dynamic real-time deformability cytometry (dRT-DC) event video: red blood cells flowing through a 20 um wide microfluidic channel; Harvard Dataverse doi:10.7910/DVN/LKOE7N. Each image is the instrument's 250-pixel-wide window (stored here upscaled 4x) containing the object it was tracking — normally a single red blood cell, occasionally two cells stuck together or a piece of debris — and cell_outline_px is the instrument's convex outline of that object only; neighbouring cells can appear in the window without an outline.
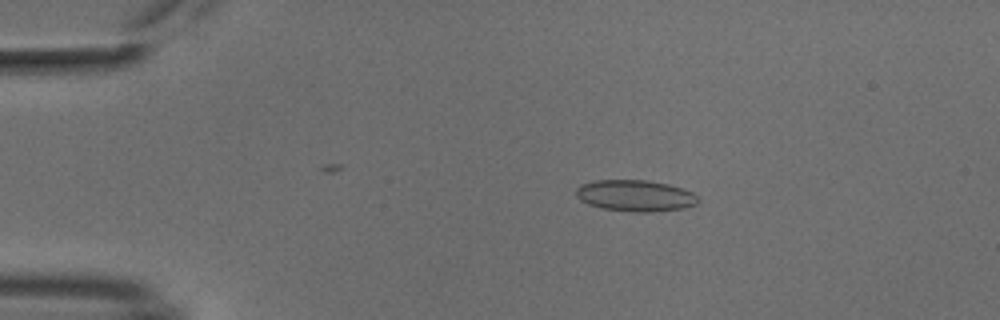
{"species": "common noctule bat (a hibernating species)", "species_latin": "Nyctalus noctula", "temperature_condition": "cold", "stored_images_in_passage": 50, "camera_frame_rate_fps": 3000, "um_per_image_px": 0.085, "animal": {"sex": "male", "body_mass_g": 18.8}, "frame": {"image": 1, "passage_image": 10, "time_ms": 3.0, "image_size_px": [1000, 320], "cell_outline_px": [[700, 200], [696, 204], [684, 208], [652, 212], [632, 212], [604, 208], [588, 204], [580, 200], [576, 196], [576, 188], [580, 184], [596, 180], [644, 180], [668, 184], [692, 192]], "centroid_in_image_um": [53.98, 16.63], "position_along_channel_um": 31.0, "area_um2": 22.25}}
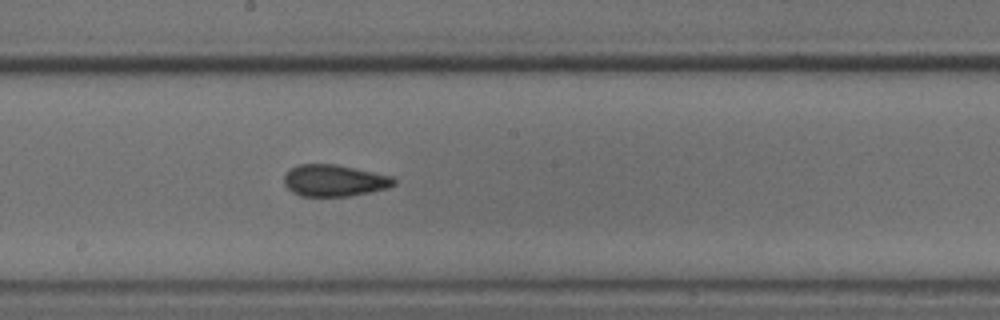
{"frame": {"image": 2, "passage_image": 29, "time_ms": 9.333, "image_size_px": [1000, 320], "cell_outline_px": [[396, 184], [388, 188], [348, 196], [300, 196], [292, 192], [284, 184], [284, 176], [296, 164], [336, 164], [392, 176], [396, 180]], "centroid_in_image_um": [28.41, 15.34], "position_along_channel_um": 219.8, "area_um2": 20.23}}
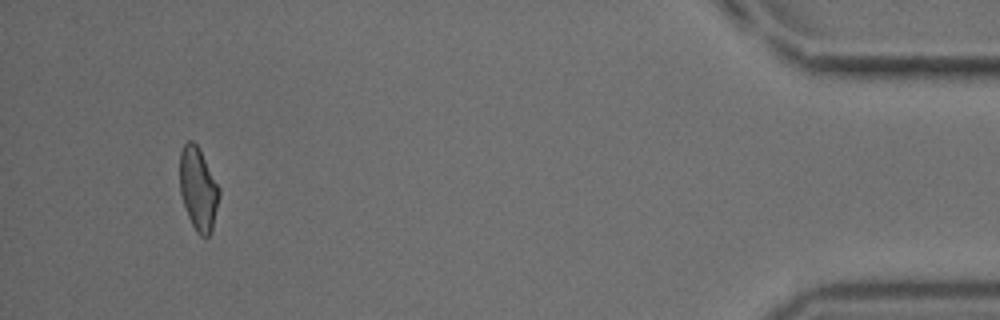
{"frame": {"image": 3, "passage_image": 50, "time_ms": 16.333, "image_size_px": [1000, 320], "cell_outline_px": [[220, 196], [212, 228], [208, 236], [200, 236], [196, 232], [188, 216], [180, 192], [180, 152], [184, 144], [188, 140], [192, 140], [196, 144], [220, 188]], "centroid_in_image_um": [16.85, 16.06], "position_along_channel_um": 418.4, "area_um2": 18.79}, "authors_computed_cell_mechanics": {"area_um2": 20.3167, "velocity_mm_per_s": 3.8043, "shape_relaxation_time_tau1_ms": 6.3536, "shape_relaxation_time_tau2_ms": 1.8726, "deformation_change_tau1": 0.1145, "deformation_change_tau2": 0.0786}}